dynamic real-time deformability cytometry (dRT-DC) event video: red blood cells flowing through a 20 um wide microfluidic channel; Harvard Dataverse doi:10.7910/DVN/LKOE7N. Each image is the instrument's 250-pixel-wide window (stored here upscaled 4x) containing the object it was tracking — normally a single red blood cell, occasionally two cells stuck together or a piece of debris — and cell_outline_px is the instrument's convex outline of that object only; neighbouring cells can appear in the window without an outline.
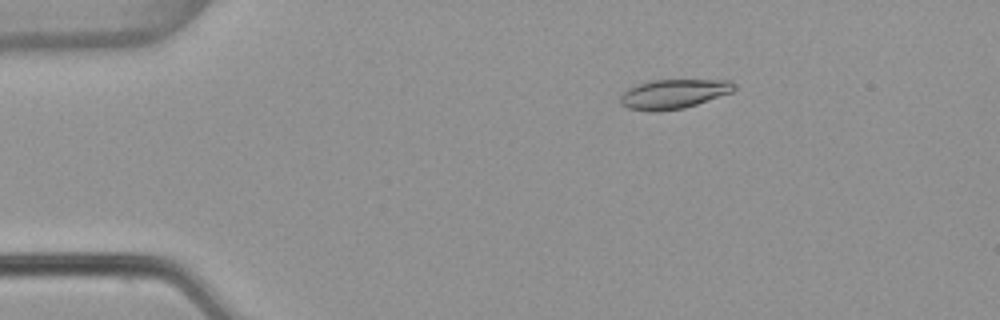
{"species": "common noctule bat (a hibernating species)", "species_latin": "Nyctalus noctula", "temperature_condition": "warm", "stored_images_in_passage": 33, "camera_frame_rate_fps": 3000, "um_per_image_px": 0.085, "animal": {"sex": "female", "body_mass_g": 22.7, "forearm_length_mm": 54.2}, "frame": {"image": 1, "passage_image": 10, "time_ms": 3.0, "image_size_px": [1000, 320], "cell_outline_px": [[736, 88], [732, 92], [684, 108], [628, 108], [620, 104], [620, 96], [628, 88], [652, 80], [728, 80], [736, 84]], "centroid_in_image_um": [57.32, 7.93], "position_along_channel_um": 27.7, "area_um2": 18.55}}
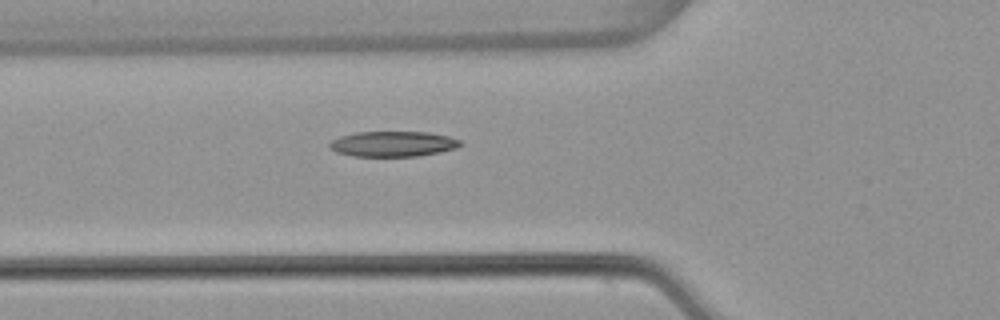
{"frame": {"image": 2, "passage_image": 20, "time_ms": 6.333, "image_size_px": [1000, 320], "cell_outline_px": [[464, 144], [456, 148], [416, 156], [352, 156], [336, 152], [328, 148], [328, 144], [332, 140], [340, 136], [356, 132], [428, 132], [448, 136], [460, 140]], "centroid_in_image_um": [33.36, 12.23], "position_along_channel_um": 92.4, "area_um2": 19.31}}
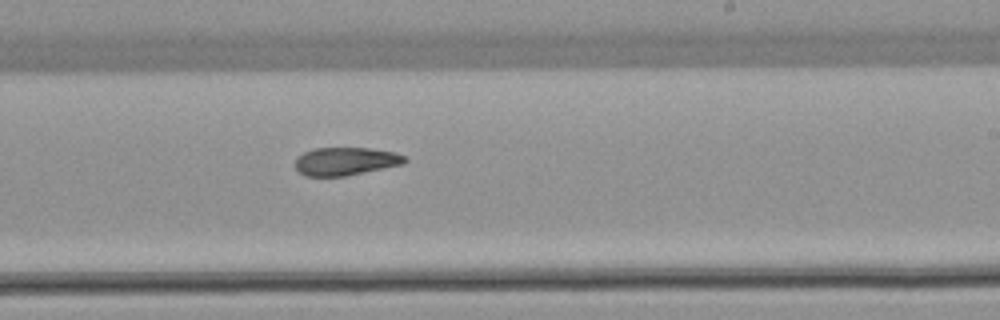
{"frame": {"image": 3, "passage_image": 33, "time_ms": 10.667, "image_size_px": [1000, 320], "cell_outline_px": [[408, 160], [404, 164], [344, 176], [304, 176], [296, 168], [296, 156], [312, 148], [368, 148], [396, 152], [404, 156]], "centroid_in_image_um": [29.37, 13.7], "position_along_channel_um": 259.6, "area_um2": 17.92}}